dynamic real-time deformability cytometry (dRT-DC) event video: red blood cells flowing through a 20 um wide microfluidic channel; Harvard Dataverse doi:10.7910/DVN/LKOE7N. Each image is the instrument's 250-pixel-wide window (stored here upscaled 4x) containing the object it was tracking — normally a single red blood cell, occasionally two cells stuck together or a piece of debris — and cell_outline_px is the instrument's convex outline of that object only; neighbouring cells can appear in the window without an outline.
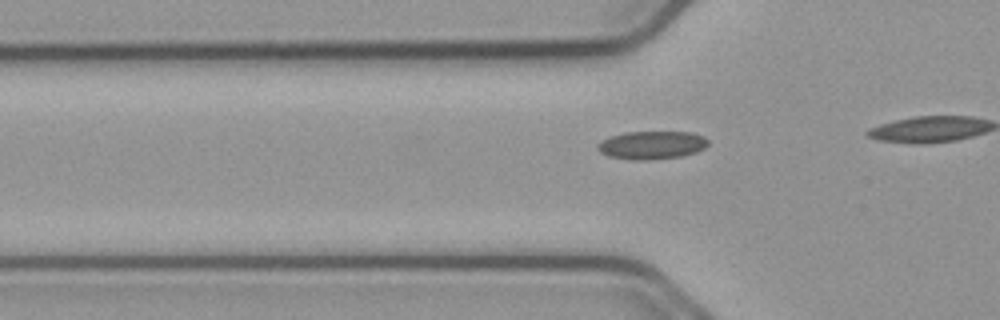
{"species": "common noctule bat (a hibernating species)", "species_latin": "Nyctalus noctula", "temperature_condition": "cold", "stored_images_in_passage": 18, "camera_frame_rate_fps": 3000, "um_per_image_px": 0.085, "animal": {"sex": "male", "body_mass_g": 23.1, "forearm_length_mm": 52.7}, "frame": {"image": 1, "passage_image": 13, "time_ms": 4.0, "image_size_px": [1000, 320], "cell_outline_px": [[708, 144], [704, 148], [696, 152], [680, 156], [648, 160], [632, 160], [608, 156], [600, 152], [596, 148], [596, 144], [600, 140], [624, 132], [692, 132], [704, 136], [708, 140]], "centroid_in_image_um": [55.37, 12.33], "position_along_channel_um": 70.4, "area_um2": 18.21}}
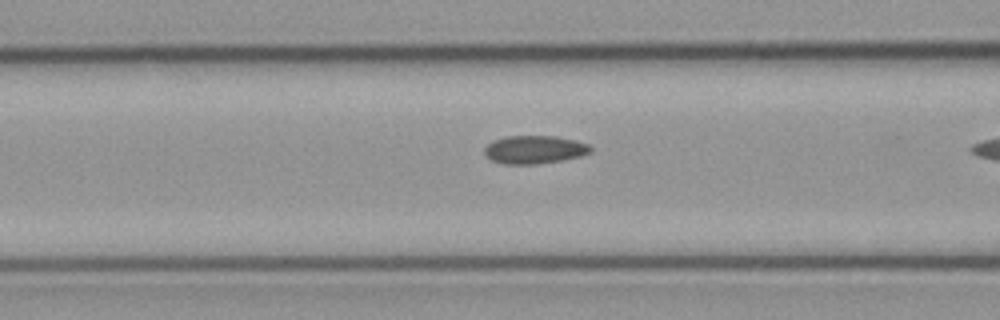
{"frame": {"image": 2, "passage_image": 17, "time_ms": 5.333, "image_size_px": [1000, 320], "cell_outline_px": [[592, 152], [580, 156], [560, 160], [536, 164], [504, 164], [492, 160], [484, 152], [484, 148], [492, 140], [504, 136], [556, 136], [576, 140], [588, 144], [592, 148]], "centroid_in_image_um": [45.43, 12.7], "position_along_channel_um": 121.2, "area_um2": 17.4}}